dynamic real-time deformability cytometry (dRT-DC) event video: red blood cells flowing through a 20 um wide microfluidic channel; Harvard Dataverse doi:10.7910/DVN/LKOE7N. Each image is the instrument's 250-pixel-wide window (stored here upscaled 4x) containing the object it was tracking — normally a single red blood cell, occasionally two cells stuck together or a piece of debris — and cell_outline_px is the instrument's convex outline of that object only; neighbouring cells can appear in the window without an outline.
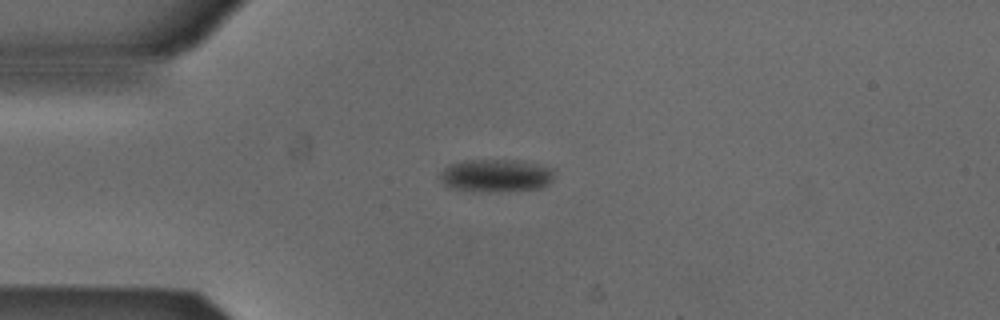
{"species": "Egyptian fruit bat (a non-hibernating species)", "species_latin": "Rousettus aegyptiacus", "temperature_condition": "cold", "stored_images_in_passage": 5, "camera_frame_rate_fps": 3000, "um_per_image_px": 0.085, "animal": {"sex": "male"}, "frame": {"image": 1, "passage_image": 3, "time_ms": 0.667, "image_size_px": [1000, 320], "cell_outline_px": [[556, 176], [548, 184], [540, 188], [488, 192], [472, 192], [456, 188], [444, 184], [440, 180], [440, 176], [444, 168], [452, 164], [464, 160], [520, 160], [556, 168]], "centroid_in_image_um": [42.23, 14.92], "position_along_channel_um": 42.8, "area_um2": 22.08}}
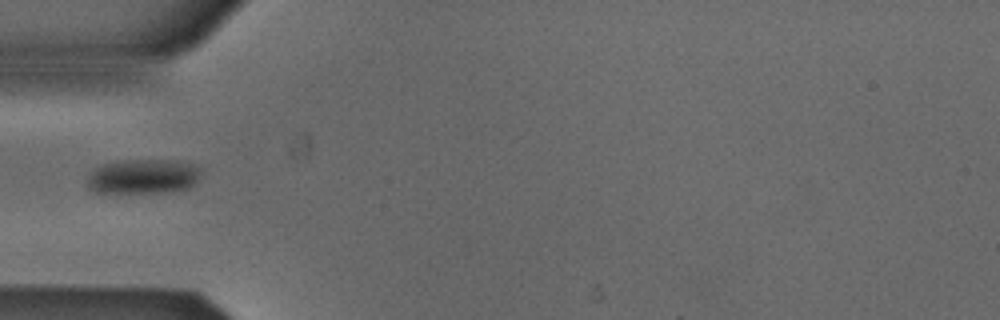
{"frame": {"image": 2, "passage_image": 4, "time_ms": 1.0, "image_size_px": [1000, 320], "cell_outline_px": [[200, 172], [196, 184], [188, 188], [172, 192], [96, 192], [88, 188], [88, 176], [100, 164], [116, 160], [180, 160], [200, 168]], "centroid_in_image_um": [12.18, 14.99], "position_along_channel_um": 72.8, "area_um2": 23.12}}
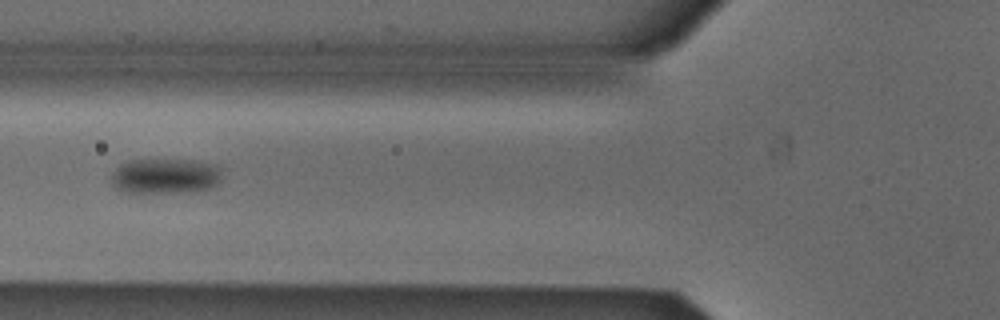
{"frame": {"image": 3, "passage_image": 5, "time_ms": 1.333, "image_size_px": [1000, 320], "cell_outline_px": [[220, 180], [212, 188], [188, 192], [128, 192], [116, 188], [112, 184], [112, 172], [120, 164], [128, 160], [196, 160], [216, 164], [220, 168]], "centroid_in_image_um": [14.06, 14.95], "position_along_channel_um": 111.7, "area_um2": 22.77}}